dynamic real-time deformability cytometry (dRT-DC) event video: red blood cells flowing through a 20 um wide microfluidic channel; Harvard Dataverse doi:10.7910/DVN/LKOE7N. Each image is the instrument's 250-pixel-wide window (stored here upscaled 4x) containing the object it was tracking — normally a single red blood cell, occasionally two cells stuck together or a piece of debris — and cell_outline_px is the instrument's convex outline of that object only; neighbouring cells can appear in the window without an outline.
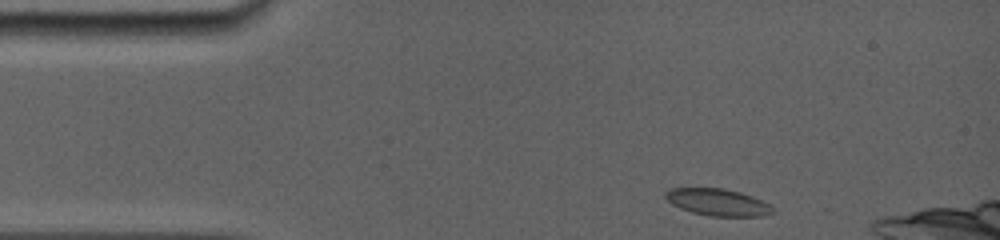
{"species": "common noctule bat (a hibernating species)", "species_latin": "Nyctalus noctula", "temperature_condition": "room temperature", "stored_images_in_passage": 37, "camera_frame_rate_fps": 5000, "um_per_image_px": 0.085, "animal": {"sex": "female", "body_mass_g": 19.0, "forearm_length_mm": 56.7}, "frame": {"image": 1, "passage_image": 1, "time_ms": 0.0, "image_size_px": [1000, 240], "cell_outline_px": [[776, 212], [764, 216], [708, 216], [692, 212], [680, 208], [672, 204], [664, 196], [664, 192], [668, 188], [724, 188], [740, 192], [752, 196], [776, 208]], "centroid_in_image_um": [61.02, 17.19], "position_along_channel_um": 24.0, "area_um2": 16.99}}
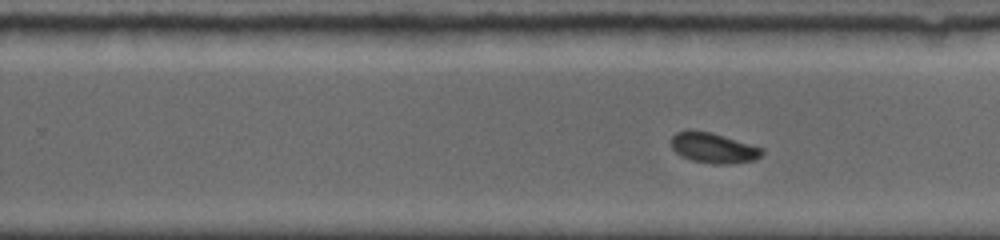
{"frame": {"image": 2, "passage_image": 21, "time_ms": 7.8, "image_size_px": [1000, 240], "cell_outline_px": [[764, 152], [756, 160], [728, 164], [712, 164], [692, 160], [680, 156], [672, 148], [672, 136], [676, 132], [688, 128], [712, 132], [764, 148]], "centroid_in_image_um": [60.63, 12.55], "position_along_channel_um": 269.2, "area_um2": 16.36}}
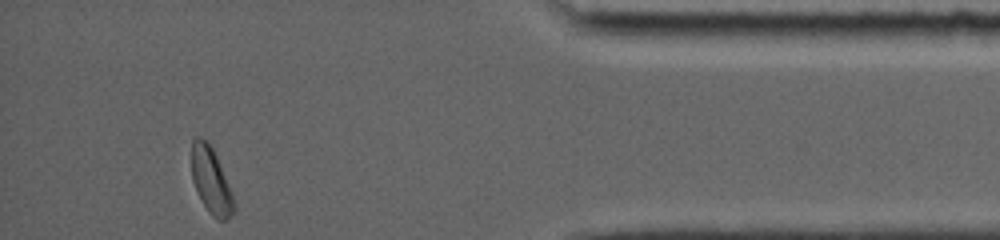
{"frame": {"image": 3, "passage_image": 37, "time_ms": 12.4, "image_size_px": [1000, 240], "cell_outline_px": [[236, 208], [228, 220], [216, 220], [208, 212], [196, 192], [192, 180], [192, 140], [196, 136], [200, 136], [208, 140], [216, 156], [232, 192]], "centroid_in_image_um": [17.94, 15.38], "position_along_channel_um": 417.3, "area_um2": 16.47}, "authors_computed_cell_mechanics": {"area_um2": 16.473, "velocity_mm_per_s": 3.9015, "shape_relaxation_time_tau1_ms": 3.3625, "shape_relaxation_time_tau2_ms": 4.3573, "deformation_change_tau1": 0.1181, "deformation_change_tau2": 0.0531}}